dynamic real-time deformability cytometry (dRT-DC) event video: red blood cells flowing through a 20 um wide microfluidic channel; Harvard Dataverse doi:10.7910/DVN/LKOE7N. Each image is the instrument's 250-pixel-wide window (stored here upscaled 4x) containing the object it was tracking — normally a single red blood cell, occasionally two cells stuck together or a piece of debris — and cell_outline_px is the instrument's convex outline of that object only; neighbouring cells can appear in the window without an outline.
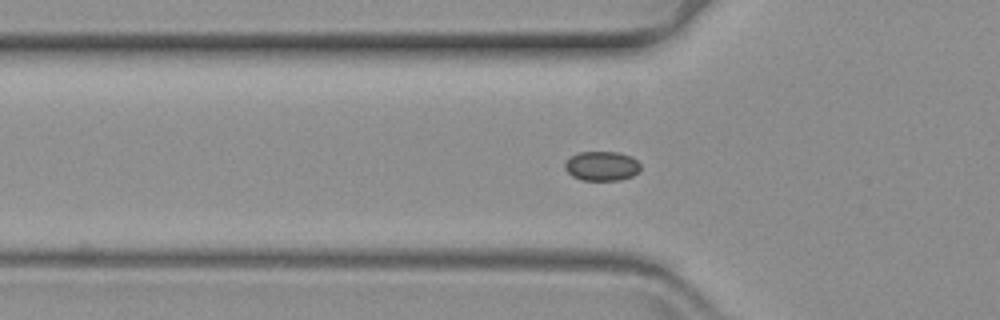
{"species": "common noctule bat (a hibernating species)", "species_latin": "Nyctalus noctula", "temperature_condition": "warm", "stored_images_in_passage": 46, "camera_frame_rate_fps": 3000, "um_per_image_px": 0.085, "animal": {"sex": "female", "body_mass_g": 19.3, "forearm_length_mm": 54.1}, "frame": {"image": 1, "passage_image": 5, "time_ms": 1.333, "image_size_px": [1000, 320], "cell_outline_px": [[640, 168], [632, 176], [620, 180], [580, 180], [572, 176], [564, 168], [564, 164], [572, 156], [580, 152], [620, 152], [632, 156], [640, 164]], "centroid_in_image_um": [51.15, 14.11], "position_along_channel_um": 74.6, "area_um2": 12.95}}
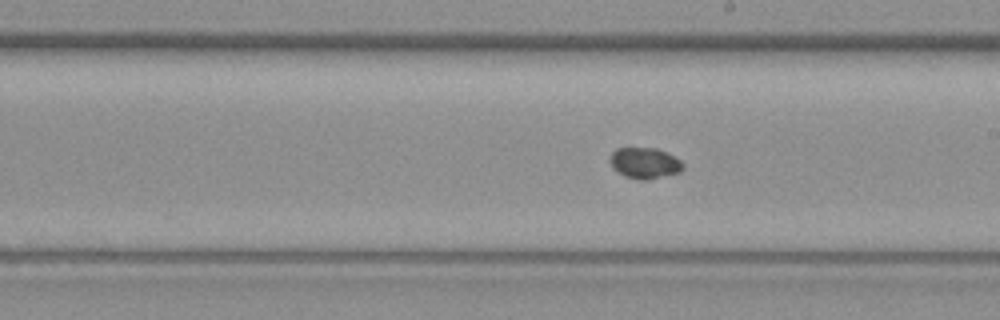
{"frame": {"image": 2, "passage_image": 19, "time_ms": 6.0, "image_size_px": [1000, 320], "cell_outline_px": [[684, 168], [680, 172], [648, 180], [636, 180], [624, 176], [616, 172], [612, 168], [608, 160], [612, 152], [616, 148], [656, 148], [668, 152], [680, 160], [684, 164]], "centroid_in_image_um": [54.78, 13.87], "position_along_channel_um": 234.2, "area_um2": 13.53}}
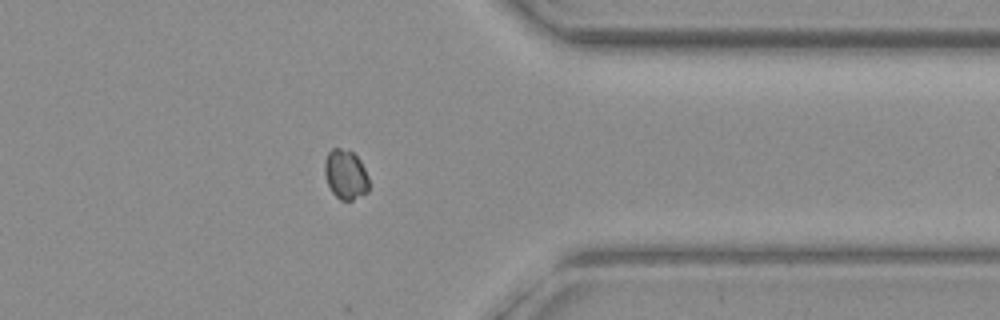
{"frame": {"image": 3, "passage_image": 33, "time_ms": 10.667, "image_size_px": [1000, 320], "cell_outline_px": [[368, 192], [352, 200], [340, 200], [332, 192], [328, 184], [324, 172], [324, 160], [328, 152], [332, 148], [340, 148], [352, 152], [360, 160], [368, 176]], "centroid_in_image_um": [29.36, 14.83], "position_along_channel_um": 382.0, "area_um2": 12.77}}